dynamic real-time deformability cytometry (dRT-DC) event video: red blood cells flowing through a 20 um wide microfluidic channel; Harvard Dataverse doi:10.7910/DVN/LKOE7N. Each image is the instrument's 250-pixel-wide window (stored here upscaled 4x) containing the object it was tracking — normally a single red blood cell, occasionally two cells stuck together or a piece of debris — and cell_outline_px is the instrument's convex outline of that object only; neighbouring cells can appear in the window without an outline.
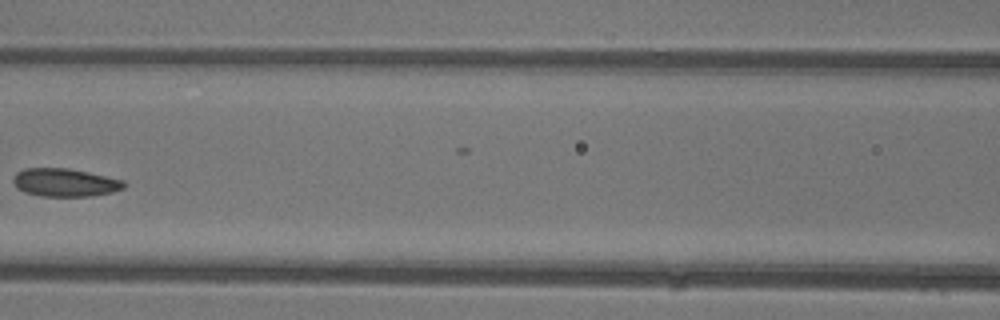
{"species": "common noctule bat (a hibernating species)", "species_latin": "Nyctalus noctula", "temperature_condition": "warm", "stored_images_in_passage": 5, "camera_frame_rate_fps": 3000, "um_per_image_px": 0.085, "animal": {"sex": "female"}, "frame": {"image": 1, "passage_image": 5, "time_ms": 5.0, "image_size_px": [1000, 320], "cell_outline_px": [[128, 184], [124, 188], [112, 192], [92, 196], [40, 196], [24, 192], [16, 188], [12, 180], [16, 172], [24, 168], [68, 168], [88, 172], [124, 180]], "centroid_in_image_um": [5.52, 15.51], "position_along_channel_um": 161.1, "area_um2": 18.32}}